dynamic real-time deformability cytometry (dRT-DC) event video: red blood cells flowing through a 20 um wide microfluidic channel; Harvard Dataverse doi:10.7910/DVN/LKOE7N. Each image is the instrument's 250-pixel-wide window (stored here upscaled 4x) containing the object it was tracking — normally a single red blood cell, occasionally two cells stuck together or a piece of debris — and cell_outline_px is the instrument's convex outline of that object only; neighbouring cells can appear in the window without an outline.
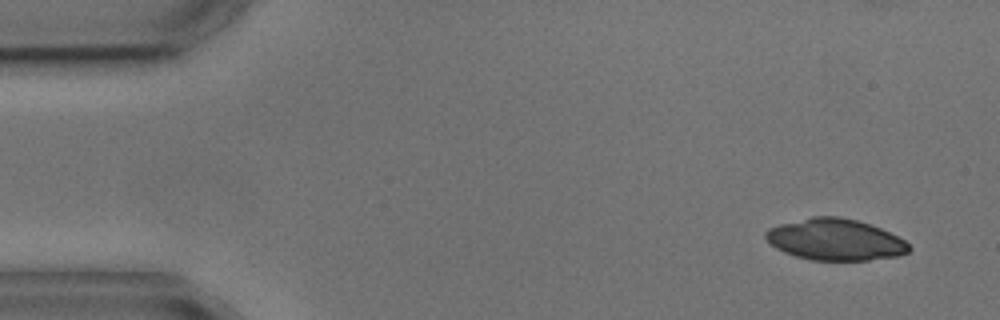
{"species": "common noctule bat (a hibernating species)", "species_latin": "Nyctalus noctula", "temperature_condition": "cold", "stored_images_in_passage": 4, "camera_frame_rate_fps": 3000, "um_per_image_px": 0.085, "animal": {"sex": "male", "body_mass_g": 17.9, "forearm_length_mm": 54.2}, "frame": {"image": 1, "passage_image": 1, "time_ms": 0.0, "image_size_px": [1000, 320], "cell_outline_px": [[912, 248], [908, 252], [896, 256], [868, 260], [812, 260], [796, 256], [784, 252], [776, 248], [764, 236], [764, 232], [768, 228], [780, 224], [812, 216], [836, 216], [856, 220], [880, 228], [904, 240]], "centroid_in_image_um": [70.97, 20.36], "position_along_channel_um": 14.0, "area_um2": 34.33}}